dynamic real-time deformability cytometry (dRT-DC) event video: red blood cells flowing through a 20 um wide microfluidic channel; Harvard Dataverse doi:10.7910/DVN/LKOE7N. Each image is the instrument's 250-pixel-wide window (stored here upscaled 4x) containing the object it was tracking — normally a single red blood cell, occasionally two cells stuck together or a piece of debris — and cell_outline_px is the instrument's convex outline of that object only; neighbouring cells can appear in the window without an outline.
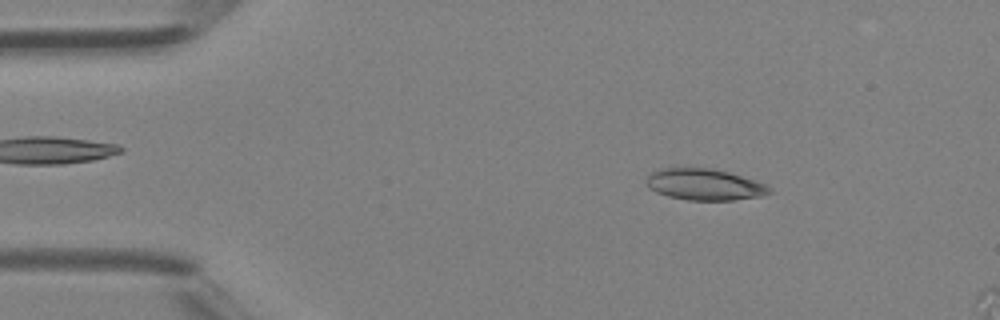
{"species": "Egyptian fruit bat (a non-hibernating species)", "species_latin": "Rousettus aegyptiacus", "temperature_condition": "room temperature", "stored_images_in_passage": 11, "segment_of_instrument_passage": [1, 2], "camera_frame_rate_fps": 3000, "um_per_image_px": 0.085, "animal": {"sex": "female"}, "frame": {"image": 1, "passage_image": 7, "time_ms": 2.0, "image_size_px": [1000, 320], "cell_outline_px": [[772, 192], [764, 196], [732, 200], [688, 200], [668, 196], [656, 192], [648, 188], [644, 180], [652, 172], [664, 168], [712, 168], [728, 172], [764, 184], [772, 188]], "centroid_in_image_um": [59.86, 15.69], "position_along_channel_um": 25.1, "area_um2": 22.43}}